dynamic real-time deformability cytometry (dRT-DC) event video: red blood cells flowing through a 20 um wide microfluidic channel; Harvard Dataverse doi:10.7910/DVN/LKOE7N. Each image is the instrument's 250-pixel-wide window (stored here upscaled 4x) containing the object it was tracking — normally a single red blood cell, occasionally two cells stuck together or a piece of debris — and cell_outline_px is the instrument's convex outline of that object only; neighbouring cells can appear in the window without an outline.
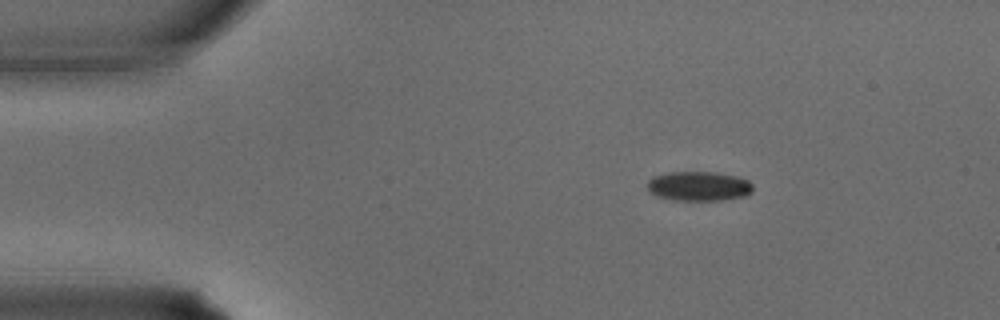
{"species": "common noctule bat (a hibernating species)", "species_latin": "Nyctalus noctula", "temperature_condition": "warm", "stored_images_in_passage": 31, "camera_frame_rate_fps": 3000, "um_per_image_px": 0.085, "animal": {"sex": "male", "body_mass_g": 15.6}, "frame": {"image": 1, "passage_image": 1, "time_ms": 0.0, "image_size_px": [1000, 320], "cell_outline_px": [[752, 192], [744, 196], [724, 200], [672, 200], [656, 196], [648, 192], [648, 180], [652, 176], [668, 172], [716, 172], [736, 176], [748, 180], [752, 184]], "centroid_in_image_um": [59.37, 15.82], "position_along_channel_um": 25.6, "area_um2": 18.32}}
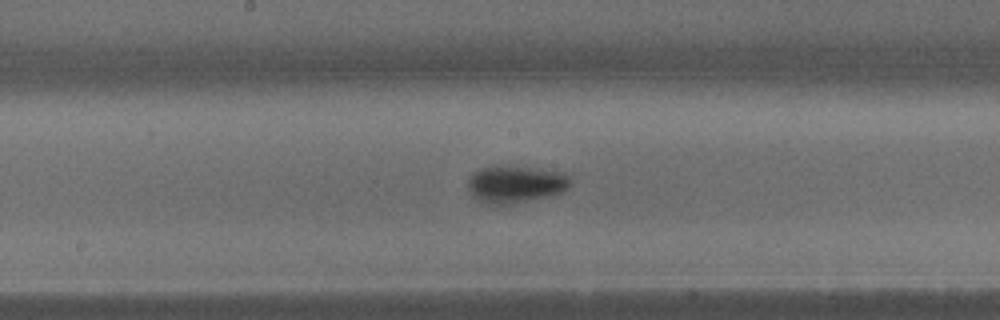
{"frame": {"image": 2, "passage_image": 14, "time_ms": 4.333, "image_size_px": [1000, 320], "cell_outline_px": [[572, 184], [564, 192], [556, 196], [492, 208], [484, 204], [472, 196], [468, 188], [468, 180], [472, 172], [480, 168], [532, 168], [564, 172], [572, 180]], "centroid_in_image_um": [43.85, 15.74], "position_along_channel_um": 204.3, "area_um2": 22.77}}
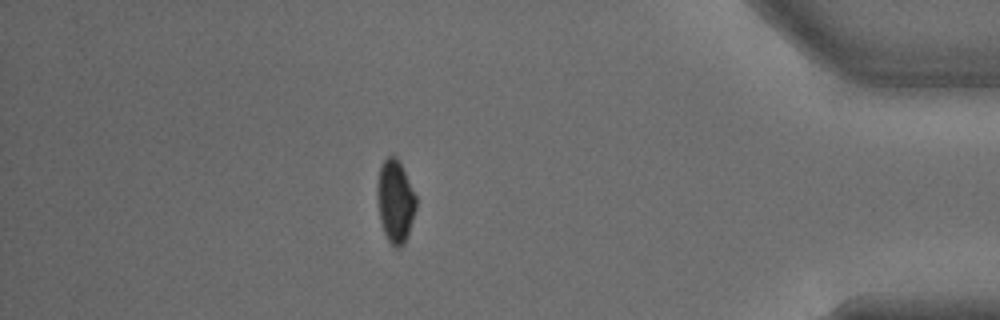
{"frame": {"image": 3, "passage_image": 27, "time_ms": 8.667, "image_size_px": [1000, 320], "cell_outline_px": [[416, 208], [408, 236], [404, 244], [400, 248], [396, 248], [388, 240], [384, 232], [380, 220], [376, 196], [376, 184], [380, 168], [384, 160], [388, 156], [396, 156], [416, 196]], "centroid_in_image_um": [33.58, 17.13], "position_along_channel_um": 401.6, "area_um2": 18.67}}